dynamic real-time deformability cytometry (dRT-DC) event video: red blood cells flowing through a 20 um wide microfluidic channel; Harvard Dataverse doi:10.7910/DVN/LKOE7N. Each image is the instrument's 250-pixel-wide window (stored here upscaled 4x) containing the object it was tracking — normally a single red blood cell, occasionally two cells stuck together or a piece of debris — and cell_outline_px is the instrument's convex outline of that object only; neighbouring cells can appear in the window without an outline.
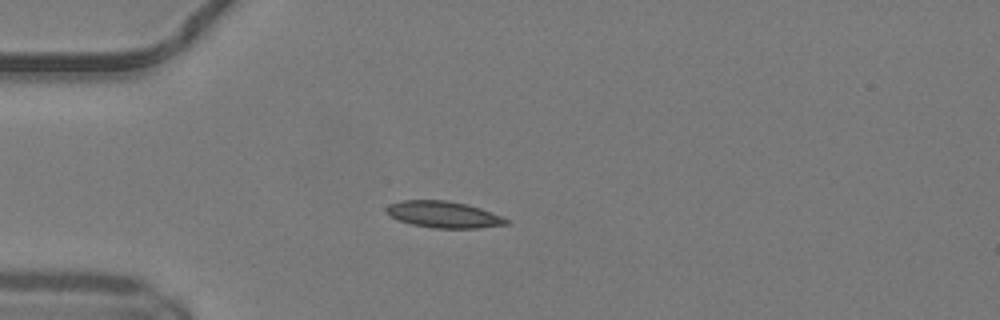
{"species": "common noctule bat (a hibernating species)", "species_latin": "Nyctalus noctula", "temperature_condition": "warm", "stored_images_in_passage": 49, "camera_frame_rate_fps": 3000, "um_per_image_px": 0.085, "animal": {"sex": "male", "body_mass_g": 19.2, "forearm_length_mm": 51.8}, "frame": {"image": 1, "passage_image": 13, "time_ms": 4.0, "image_size_px": [1000, 320], "cell_outline_px": [[512, 224], [476, 228], [432, 228], [412, 224], [400, 220], [392, 216], [384, 208], [388, 204], [404, 200], [444, 200], [468, 204], [480, 208], [500, 216], [508, 220]], "centroid_in_image_um": [37.72, 18.23], "position_along_channel_um": 47.3, "area_um2": 18.38}}
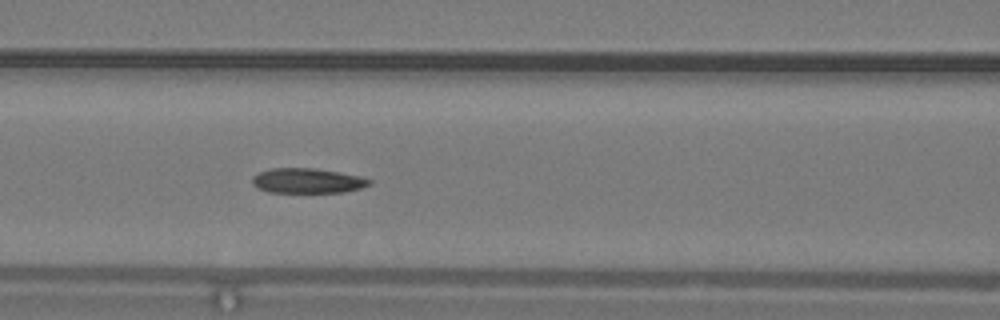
{"frame": {"image": 2, "passage_image": 21, "time_ms": 6.667, "image_size_px": [1000, 320], "cell_outline_px": [[372, 184], [360, 188], [344, 192], [268, 192], [256, 188], [252, 184], [252, 176], [260, 172], [272, 168], [316, 168], [340, 172], [360, 176], [372, 180]], "centroid_in_image_um": [26.13, 15.36], "position_along_channel_um": 140.5, "area_um2": 17.11}}
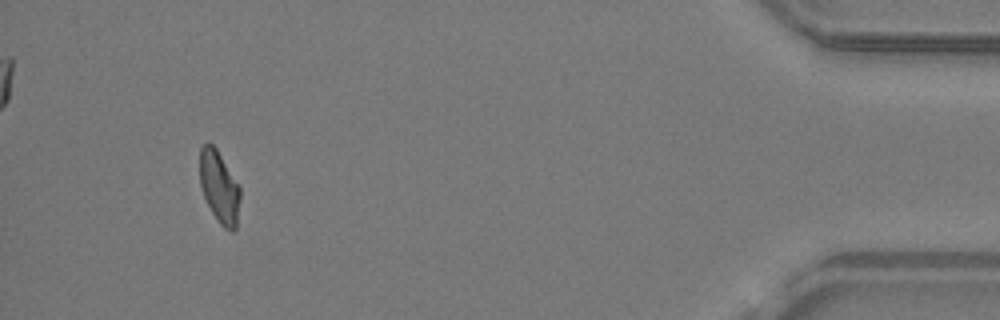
{"frame": {"image": 3, "passage_image": 46, "time_ms": 15.0, "image_size_px": [1000, 320], "cell_outline_px": [[240, 200], [236, 228], [232, 232], [224, 228], [220, 224], [212, 212], [204, 196], [200, 184], [200, 148], [204, 144], [212, 144], [216, 148], [240, 188]], "centroid_in_image_um": [18.64, 15.93], "position_along_channel_um": 416.6, "area_um2": 16.65}, "authors_computed_cell_mechanics": {"area_um2": 17.3978, "velocity_mm_per_s": 4.1554, "shape_relaxation_time_tau1_ms": null, "shape_relaxation_time_tau2_ms": 5.3434, "deformation_change_tau1": null, "deformation_change_tau2": 0.1147}}